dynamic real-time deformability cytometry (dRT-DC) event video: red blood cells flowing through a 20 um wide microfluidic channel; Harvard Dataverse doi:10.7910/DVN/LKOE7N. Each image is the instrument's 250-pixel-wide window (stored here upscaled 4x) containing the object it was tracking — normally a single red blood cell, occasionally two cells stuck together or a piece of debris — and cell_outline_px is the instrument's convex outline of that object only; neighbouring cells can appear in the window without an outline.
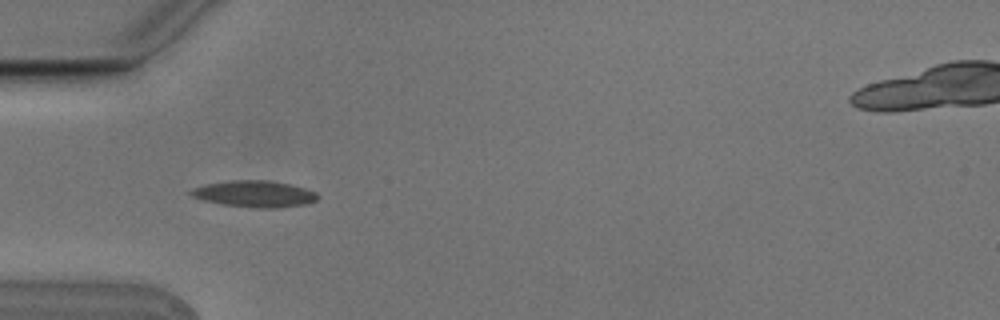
{"species": "Egyptian fruit bat (a non-hibernating species)", "species_latin": "Rousettus aegyptiacus", "temperature_condition": "cold", "stored_images_in_passage": 8, "camera_frame_rate_fps": 3000, "um_per_image_px": 0.085, "animal": {"sex": "male"}, "frame": {"image": 1, "passage_image": 5, "time_ms": 1.333, "image_size_px": [1000, 320], "cell_outline_px": [[320, 196], [316, 200], [304, 204], [280, 208], [256, 208], [224, 204], [204, 200], [192, 196], [188, 192], [192, 188], [208, 184], [232, 180], [268, 180], [288, 184], [304, 188], [316, 192]], "centroid_in_image_um": [21.65, 16.48], "position_along_channel_um": 63.3, "area_um2": 19.36}}
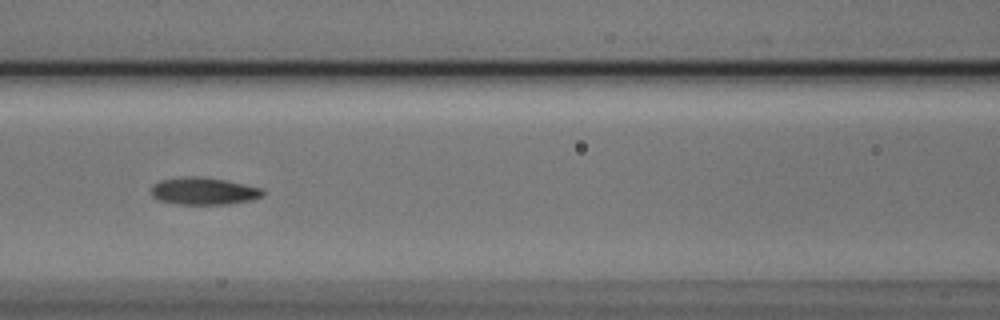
{"frame": {"image": 2, "passage_image": 7, "time_ms": 2.0, "image_size_px": [1000, 320], "cell_outline_px": [[264, 196], [252, 200], [228, 204], [176, 204], [160, 200], [152, 196], [152, 184], [160, 180], [180, 176], [200, 176], [224, 180], [264, 188]], "centroid_in_image_um": [17.33, 16.23], "position_along_channel_um": 149.3, "area_um2": 17.92}}
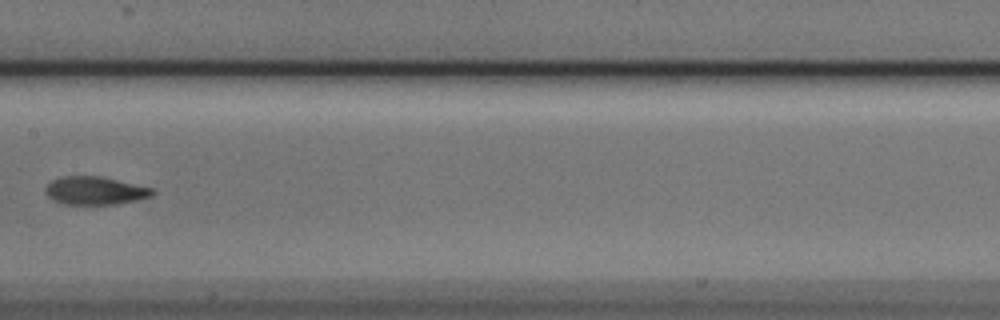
{"frame": {"image": 3, "passage_image": 8, "time_ms": 2.333, "image_size_px": [1000, 320], "cell_outline_px": [[156, 192], [152, 196], [136, 200], [116, 204], [64, 204], [48, 196], [44, 188], [52, 180], [64, 176], [100, 176], [152, 188]], "centroid_in_image_um": [8.09, 16.2], "position_along_channel_um": 199.3, "area_um2": 17.28}}